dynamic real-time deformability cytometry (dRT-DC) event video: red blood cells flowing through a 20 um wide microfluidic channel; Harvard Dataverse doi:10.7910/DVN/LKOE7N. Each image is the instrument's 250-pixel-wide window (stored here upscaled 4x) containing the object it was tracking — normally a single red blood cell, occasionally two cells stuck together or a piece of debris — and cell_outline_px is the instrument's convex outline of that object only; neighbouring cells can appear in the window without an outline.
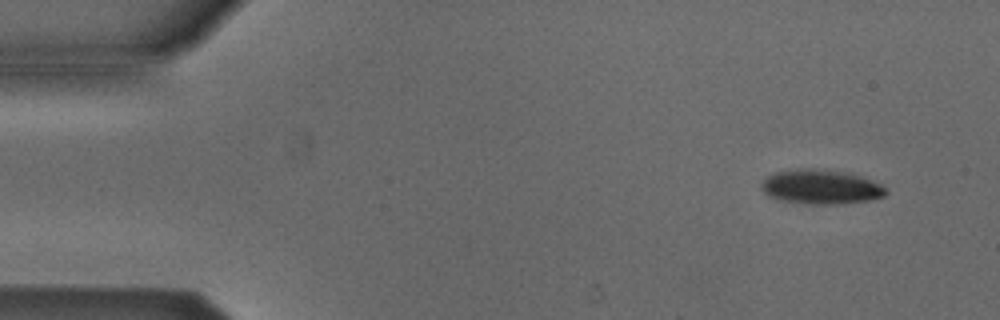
{"species": "Egyptian fruit bat (a non-hibernating species)", "species_latin": "Rousettus aegyptiacus", "temperature_condition": "cold", "stored_images_in_passage": 4, "camera_frame_rate_fps": 3000, "um_per_image_px": 0.085, "animal": {"sex": "male"}, "frame": {"image": 1, "passage_image": 1, "time_ms": 0.0, "image_size_px": [1000, 320], "cell_outline_px": [[888, 192], [884, 196], [872, 200], [840, 204], [808, 204], [780, 200], [768, 196], [760, 188], [760, 184], [768, 176], [776, 172], [800, 168], [812, 168], [840, 172], [860, 176], [872, 180], [880, 184]], "centroid_in_image_um": [69.76, 15.9], "position_along_channel_um": 15.2, "area_um2": 24.91}}
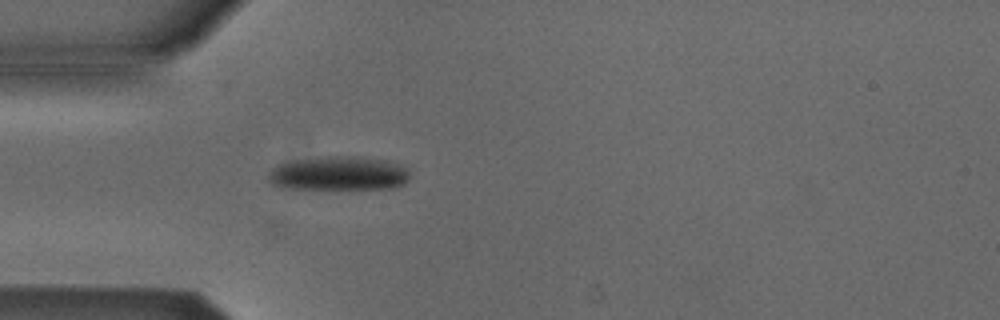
{"frame": {"image": 2, "passage_image": 4, "time_ms": 1.0, "image_size_px": [1000, 320], "cell_outline_px": [[408, 180], [404, 184], [392, 188], [280, 188], [272, 184], [268, 180], [268, 176], [272, 168], [280, 164], [296, 160], [328, 156], [340, 156], [384, 160], [408, 168]], "centroid_in_image_um": [28.76, 14.75], "position_along_channel_um": 56.2, "area_um2": 27.51}}